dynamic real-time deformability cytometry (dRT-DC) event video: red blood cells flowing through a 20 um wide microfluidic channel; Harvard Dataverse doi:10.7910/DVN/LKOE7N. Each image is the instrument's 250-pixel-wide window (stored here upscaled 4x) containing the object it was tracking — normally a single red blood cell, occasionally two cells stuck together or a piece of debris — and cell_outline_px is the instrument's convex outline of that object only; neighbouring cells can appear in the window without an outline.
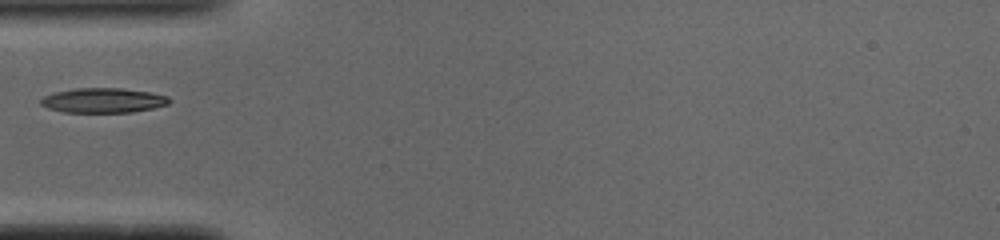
{"species": "common noctule bat (a hibernating species)", "species_latin": "Nyctalus noctula", "temperature_condition": "cold", "stored_images_in_passage": 35, "camera_frame_rate_fps": 3000, "um_per_image_px": 0.085, "animal": {"sex": "male", "body_mass_g": 19.0, "forearm_length_mm": 50.8}, "frame": {"image": 1, "passage_image": 1, "time_ms": 0.0, "image_size_px": [1000, 240], "cell_outline_px": [[172, 100], [168, 104], [152, 108], [132, 112], [64, 112], [48, 108], [40, 104], [40, 100], [44, 96], [56, 92], [76, 88], [120, 88], [148, 92], [168, 96]], "centroid_in_image_um": [8.77, 8.53], "position_along_channel_um": 76.2, "area_um2": 18.38}}
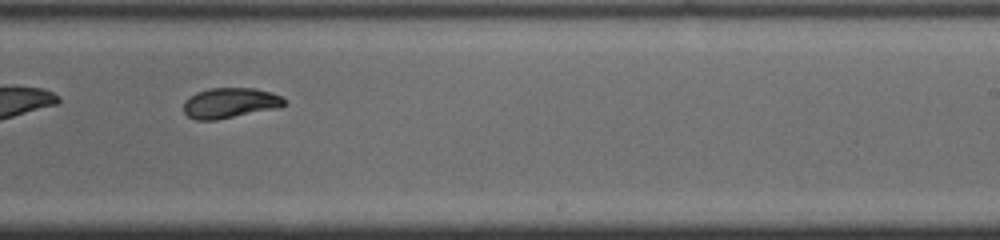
{"frame": {"image": 2, "passage_image": 16, "time_ms": 5.0, "image_size_px": [1000, 240], "cell_outline_px": [[284, 104], [280, 108], [216, 120], [196, 120], [188, 116], [184, 112], [184, 100], [188, 96], [196, 92], [208, 88], [256, 88], [272, 92], [280, 96], [284, 100]], "centroid_in_image_um": [19.53, 8.75], "position_along_channel_um": 269.5, "area_um2": 17.98}}